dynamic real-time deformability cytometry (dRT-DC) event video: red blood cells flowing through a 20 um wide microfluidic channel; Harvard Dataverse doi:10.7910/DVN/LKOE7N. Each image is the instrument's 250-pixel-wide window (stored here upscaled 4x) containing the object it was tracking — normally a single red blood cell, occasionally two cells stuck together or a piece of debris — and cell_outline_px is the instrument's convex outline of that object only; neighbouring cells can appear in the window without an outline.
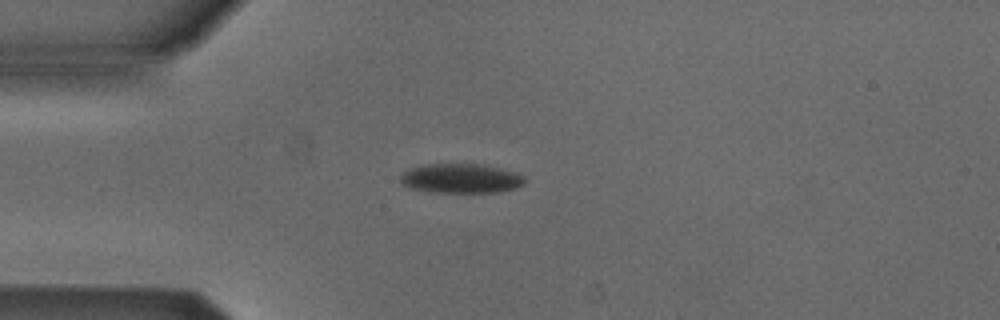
{"species": "Egyptian fruit bat (a non-hibernating species)", "species_latin": "Rousettus aegyptiacus", "temperature_condition": "cold", "stored_images_in_passage": 42, "camera_frame_rate_fps": 3000, "um_per_image_px": 0.085, "animal": {"sex": "male"}, "frame": {"image": 1, "passage_image": 7, "time_ms": 2.0, "image_size_px": [1000, 320], "cell_outline_px": [[524, 184], [516, 188], [496, 192], [432, 192], [412, 188], [400, 184], [400, 176], [408, 168], [424, 164], [484, 164], [516, 172], [524, 176]], "centroid_in_image_um": [39.16, 15.15], "position_along_channel_um": 45.8, "area_um2": 21.44}}
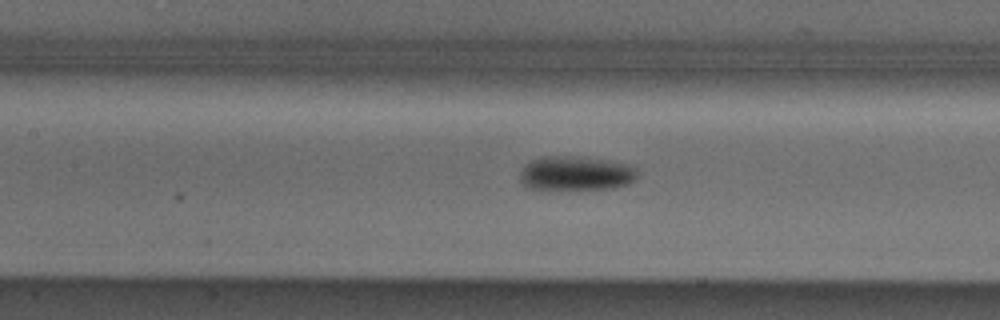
{"frame": {"image": 2, "passage_image": 17, "time_ms": 5.333, "image_size_px": [1000, 320], "cell_outline_px": [[640, 176], [636, 180], [628, 184], [612, 188], [528, 188], [520, 180], [520, 172], [524, 164], [540, 156], [588, 156], [628, 164], [636, 168]], "centroid_in_image_um": [48.99, 14.69], "position_along_channel_um": 158.4, "area_um2": 23.64}}
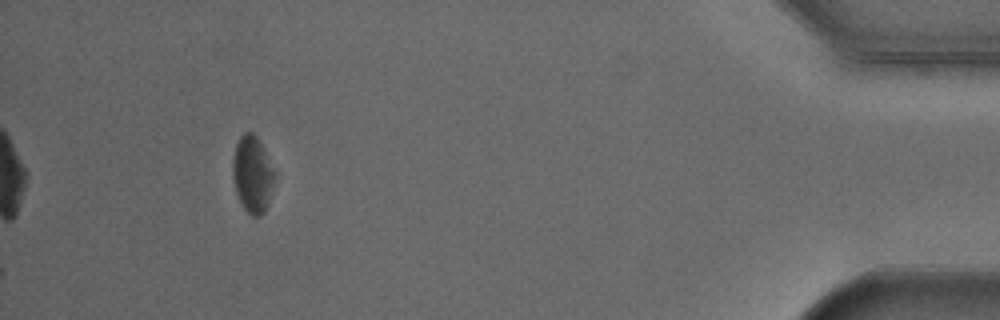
{"frame": {"image": 3, "passage_image": 42, "time_ms": 13.667, "image_size_px": [1000, 320], "cell_outline_px": [[276, 176], [268, 204], [264, 212], [260, 216], [252, 216], [244, 208], [236, 192], [232, 176], [232, 160], [236, 144], [240, 136], [244, 132], [252, 132], [260, 140], [276, 172]], "centroid_in_image_um": [21.47, 14.79], "position_along_channel_um": 413.7, "area_um2": 18.96}, "authors_computed_cell_mechanics": {"area_um2": 21.4438, "velocity_mm_per_s": 3.8759, "shape_relaxation_time_tau1_ms": 1.6803, "shape_relaxation_time_tau2_ms": null, "deformation_change_tau1": 0.0799, "deformation_change_tau2": null}}